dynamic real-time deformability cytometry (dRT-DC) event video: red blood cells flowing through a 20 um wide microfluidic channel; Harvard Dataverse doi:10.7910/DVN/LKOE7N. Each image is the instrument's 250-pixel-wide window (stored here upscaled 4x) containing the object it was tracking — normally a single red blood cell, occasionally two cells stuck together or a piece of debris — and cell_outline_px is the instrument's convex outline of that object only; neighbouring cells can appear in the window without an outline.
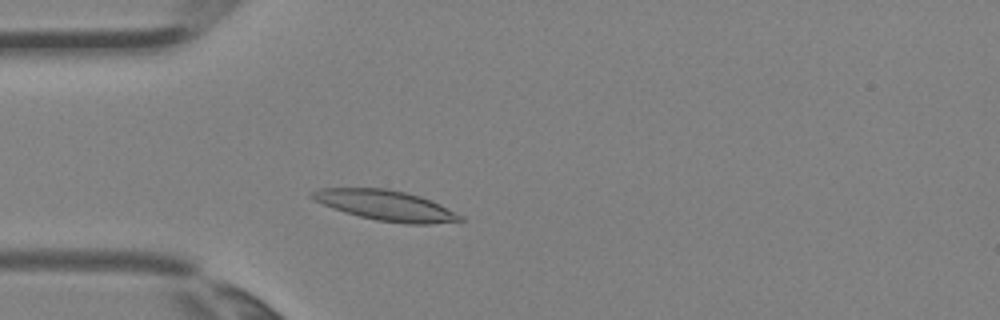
{"species": "Egyptian fruit bat (a non-hibernating species)", "species_latin": "Rousettus aegyptiacus", "temperature_condition": "room temperature", "stored_images_in_passage": 1, "camera_frame_rate_fps": 3000, "um_per_image_px": 0.085, "animal": {"sex": "female"}, "frame": {"image": 1, "passage_image": 1, "time_ms": 0.0, "image_size_px": [1000, 320], "cell_outline_px": [[464, 220], [428, 224], [408, 224], [376, 220], [344, 212], [332, 208], [308, 196], [308, 192], [320, 188], [388, 188], [420, 196], [440, 204], [464, 216]], "centroid_in_image_um": [32.78, 17.45], "position_along_channel_um": 52.2, "area_um2": 26.07}}